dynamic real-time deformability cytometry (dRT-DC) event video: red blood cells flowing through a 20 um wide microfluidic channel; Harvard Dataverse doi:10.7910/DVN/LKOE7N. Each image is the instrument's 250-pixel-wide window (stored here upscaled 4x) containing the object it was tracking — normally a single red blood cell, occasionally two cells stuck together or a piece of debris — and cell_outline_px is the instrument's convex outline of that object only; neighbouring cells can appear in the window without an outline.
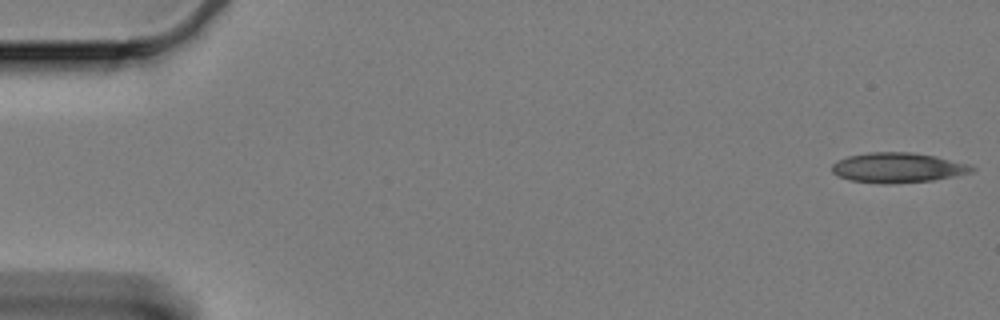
{"species": "Egyptian fruit bat (a non-hibernating species)", "species_latin": "Rousettus aegyptiacus", "temperature_condition": "cold", "stored_images_in_passage": 54, "camera_frame_rate_fps": 3000, "um_per_image_px": 0.085, "animal": {"sex": "female"}, "frame": {"image": 1, "passage_image": 1, "time_ms": 0.0, "image_size_px": [1000, 320], "cell_outline_px": [[976, 168], [972, 172], [932, 180], [892, 184], [884, 184], [848, 180], [836, 176], [832, 172], [832, 164], [836, 160], [848, 156], [868, 152], [908, 152], [936, 156], [972, 164]], "centroid_in_image_um": [76.29, 14.25], "position_along_channel_um": 8.7, "area_um2": 24.68}}
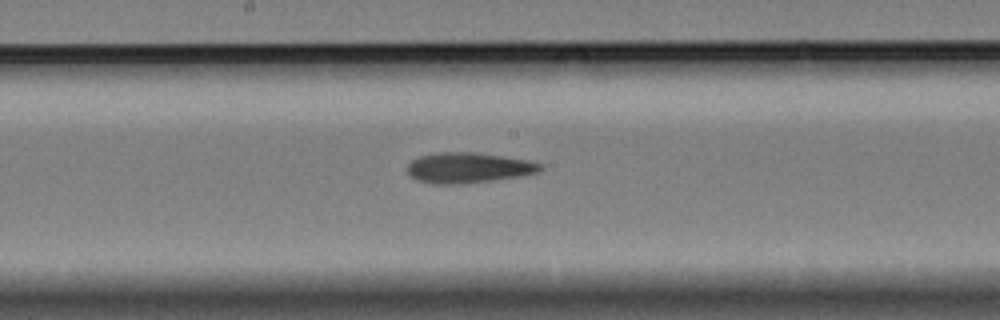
{"frame": {"image": 2, "passage_image": 31, "time_ms": 10.0, "image_size_px": [1000, 320], "cell_outline_px": [[544, 168], [536, 172], [520, 176], [464, 184], [432, 184], [416, 180], [408, 172], [408, 164], [412, 160], [420, 156], [436, 152], [476, 152], [504, 156], [528, 160], [540, 164]], "centroid_in_image_um": [39.78, 14.26], "position_along_channel_um": 208.4, "area_um2": 23.58}}
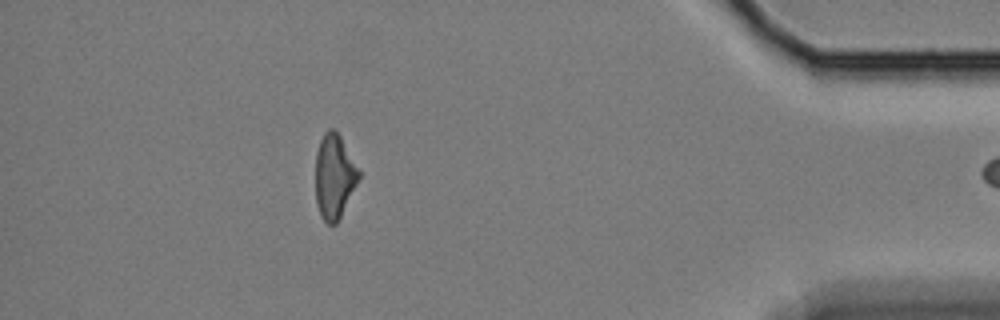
{"frame": {"image": 3, "passage_image": 53, "time_ms": 17.333, "image_size_px": [1000, 320], "cell_outline_px": [[360, 176], [336, 224], [328, 224], [320, 216], [316, 204], [316, 152], [320, 140], [324, 132], [328, 128], [332, 128], [340, 136], [360, 172]], "centroid_in_image_um": [28.38, 14.99], "position_along_channel_um": 406.8, "area_um2": 20.92}}